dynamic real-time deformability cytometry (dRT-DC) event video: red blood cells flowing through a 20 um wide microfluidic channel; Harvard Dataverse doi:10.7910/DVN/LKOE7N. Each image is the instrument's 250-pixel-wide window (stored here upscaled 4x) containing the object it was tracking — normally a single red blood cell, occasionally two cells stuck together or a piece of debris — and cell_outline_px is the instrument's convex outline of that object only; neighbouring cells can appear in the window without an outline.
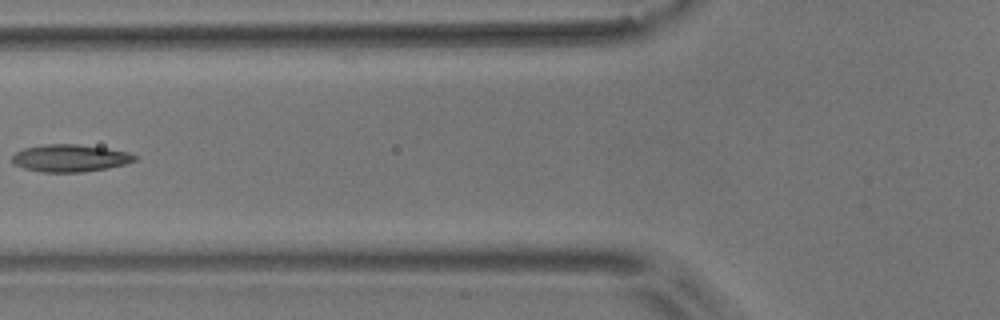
{"species": "common noctule bat (a hibernating species)", "species_latin": "Nyctalus noctula", "temperature_condition": "room temperature", "stored_images_in_passage": 7, "camera_frame_rate_fps": 3000, "um_per_image_px": 0.085, "animal": {"sex": "male", "body_mass_g": 17.9}, "frame": {"image": 1, "passage_image": 6, "time_ms": 6.0, "image_size_px": [1000, 320], "cell_outline_px": [[136, 160], [124, 164], [108, 168], [84, 172], [40, 172], [24, 168], [12, 164], [12, 156], [16, 152], [24, 148], [44, 144], [76, 144], [104, 148], [128, 152], [136, 156]], "centroid_in_image_um": [5.91, 13.44], "position_along_channel_um": 119.9, "area_um2": 19.48}}
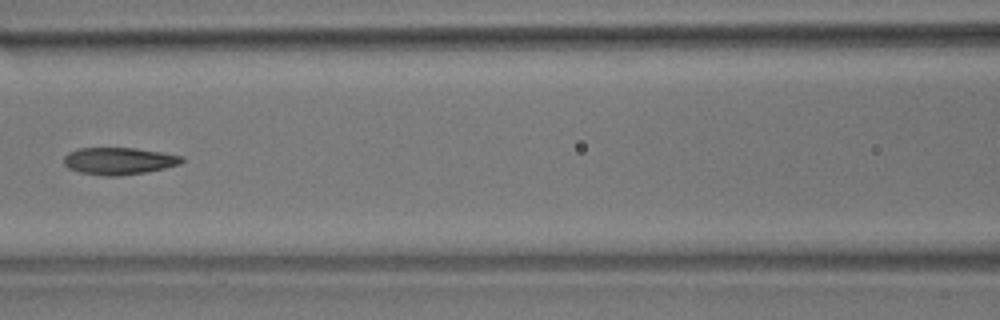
{"frame": {"image": 2, "passage_image": 7, "time_ms": 7.0, "image_size_px": [1000, 320], "cell_outline_px": [[184, 160], [180, 164], [148, 172], [120, 176], [104, 176], [80, 172], [68, 168], [64, 164], [64, 156], [68, 152], [80, 148], [136, 148], [164, 152], [184, 156]], "centroid_in_image_um": [10.13, 13.68], "position_along_channel_um": 156.5, "area_um2": 18.84}}